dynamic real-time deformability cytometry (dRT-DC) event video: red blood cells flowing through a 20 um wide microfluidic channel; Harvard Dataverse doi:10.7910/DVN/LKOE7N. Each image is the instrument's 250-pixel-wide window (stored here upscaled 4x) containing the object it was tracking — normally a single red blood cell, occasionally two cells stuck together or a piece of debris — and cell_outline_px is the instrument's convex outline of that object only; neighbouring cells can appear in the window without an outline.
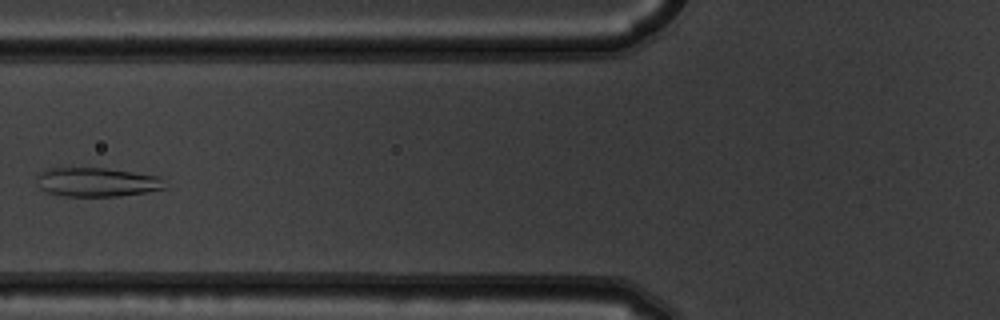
{"species": "common noctule bat (a hibernating species)", "species_latin": "Nyctalus noctula", "temperature_condition": "warm", "stored_images_in_passage": 8, "camera_frame_rate_fps": 3000, "um_per_image_px": 0.085, "animal": {"sex": "male", "body_mass_g": 19.5, "forearm_length_mm": 54.6}, "frame": {"image": 1, "passage_image": 7, "time_ms": 2.0, "image_size_px": [1000, 320], "cell_outline_px": [[164, 188], [148, 192], [116, 196], [64, 196], [44, 192], [40, 188], [36, 176], [40, 172], [52, 168], [104, 168], [160, 176]], "centroid_in_image_um": [8.19, 15.48], "position_along_channel_um": 117.6, "area_um2": 21.5}}